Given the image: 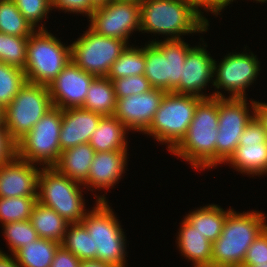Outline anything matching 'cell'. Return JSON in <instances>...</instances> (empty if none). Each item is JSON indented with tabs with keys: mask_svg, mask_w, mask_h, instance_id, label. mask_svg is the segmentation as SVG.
Returning a JSON list of instances; mask_svg holds the SVG:
<instances>
[{
	"mask_svg": "<svg viewBox=\"0 0 267 267\" xmlns=\"http://www.w3.org/2000/svg\"><path fill=\"white\" fill-rule=\"evenodd\" d=\"M218 134V97L202 98L198 103L186 136L171 151L192 166L216 167V136Z\"/></svg>",
	"mask_w": 267,
	"mask_h": 267,
	"instance_id": "obj_1",
	"label": "cell"
},
{
	"mask_svg": "<svg viewBox=\"0 0 267 267\" xmlns=\"http://www.w3.org/2000/svg\"><path fill=\"white\" fill-rule=\"evenodd\" d=\"M203 16L187 0H143L140 31L181 39V35L207 31L209 22Z\"/></svg>",
	"mask_w": 267,
	"mask_h": 267,
	"instance_id": "obj_2",
	"label": "cell"
},
{
	"mask_svg": "<svg viewBox=\"0 0 267 267\" xmlns=\"http://www.w3.org/2000/svg\"><path fill=\"white\" fill-rule=\"evenodd\" d=\"M266 222L261 212L232 210L226 216L221 235L212 242V267H241L248 248L267 227Z\"/></svg>",
	"mask_w": 267,
	"mask_h": 267,
	"instance_id": "obj_3",
	"label": "cell"
},
{
	"mask_svg": "<svg viewBox=\"0 0 267 267\" xmlns=\"http://www.w3.org/2000/svg\"><path fill=\"white\" fill-rule=\"evenodd\" d=\"M95 197L96 206L86 213L81 222L93 239L94 260L114 267H125L126 235L106 197Z\"/></svg>",
	"mask_w": 267,
	"mask_h": 267,
	"instance_id": "obj_4",
	"label": "cell"
},
{
	"mask_svg": "<svg viewBox=\"0 0 267 267\" xmlns=\"http://www.w3.org/2000/svg\"><path fill=\"white\" fill-rule=\"evenodd\" d=\"M38 27L28 37L24 72L27 82L48 86L70 62L71 46L63 45L42 23Z\"/></svg>",
	"mask_w": 267,
	"mask_h": 267,
	"instance_id": "obj_5",
	"label": "cell"
},
{
	"mask_svg": "<svg viewBox=\"0 0 267 267\" xmlns=\"http://www.w3.org/2000/svg\"><path fill=\"white\" fill-rule=\"evenodd\" d=\"M201 99L194 95L166 92L144 134L153 136L162 144L166 143L171 152L186 136Z\"/></svg>",
	"mask_w": 267,
	"mask_h": 267,
	"instance_id": "obj_6",
	"label": "cell"
},
{
	"mask_svg": "<svg viewBox=\"0 0 267 267\" xmlns=\"http://www.w3.org/2000/svg\"><path fill=\"white\" fill-rule=\"evenodd\" d=\"M190 48L182 39H155L145 44L144 76L153 88L179 93L182 65Z\"/></svg>",
	"mask_w": 267,
	"mask_h": 267,
	"instance_id": "obj_7",
	"label": "cell"
},
{
	"mask_svg": "<svg viewBox=\"0 0 267 267\" xmlns=\"http://www.w3.org/2000/svg\"><path fill=\"white\" fill-rule=\"evenodd\" d=\"M82 183L59 173L54 167L40 168L37 201L50 207L68 223H81L86 215Z\"/></svg>",
	"mask_w": 267,
	"mask_h": 267,
	"instance_id": "obj_8",
	"label": "cell"
},
{
	"mask_svg": "<svg viewBox=\"0 0 267 267\" xmlns=\"http://www.w3.org/2000/svg\"><path fill=\"white\" fill-rule=\"evenodd\" d=\"M61 123L62 109L53 106L15 143V155L33 164L53 167L62 152L59 144Z\"/></svg>",
	"mask_w": 267,
	"mask_h": 267,
	"instance_id": "obj_9",
	"label": "cell"
},
{
	"mask_svg": "<svg viewBox=\"0 0 267 267\" xmlns=\"http://www.w3.org/2000/svg\"><path fill=\"white\" fill-rule=\"evenodd\" d=\"M53 107L48 86L26 82L3 110V126L16 143Z\"/></svg>",
	"mask_w": 267,
	"mask_h": 267,
	"instance_id": "obj_10",
	"label": "cell"
},
{
	"mask_svg": "<svg viewBox=\"0 0 267 267\" xmlns=\"http://www.w3.org/2000/svg\"><path fill=\"white\" fill-rule=\"evenodd\" d=\"M71 61L95 77H107L113 62L126 49L128 43L95 33L88 28L71 45Z\"/></svg>",
	"mask_w": 267,
	"mask_h": 267,
	"instance_id": "obj_11",
	"label": "cell"
},
{
	"mask_svg": "<svg viewBox=\"0 0 267 267\" xmlns=\"http://www.w3.org/2000/svg\"><path fill=\"white\" fill-rule=\"evenodd\" d=\"M251 115L247 99L218 97V134L216 136V166L225 164L239 145V138L246 125L254 117V101ZM248 107V108H247Z\"/></svg>",
	"mask_w": 267,
	"mask_h": 267,
	"instance_id": "obj_12",
	"label": "cell"
},
{
	"mask_svg": "<svg viewBox=\"0 0 267 267\" xmlns=\"http://www.w3.org/2000/svg\"><path fill=\"white\" fill-rule=\"evenodd\" d=\"M89 19V28L95 33L128 43L130 34L141 29L140 4L112 0L97 7Z\"/></svg>",
	"mask_w": 267,
	"mask_h": 267,
	"instance_id": "obj_13",
	"label": "cell"
},
{
	"mask_svg": "<svg viewBox=\"0 0 267 267\" xmlns=\"http://www.w3.org/2000/svg\"><path fill=\"white\" fill-rule=\"evenodd\" d=\"M229 53L217 64L214 62V84L217 89H225L230 93L229 97L245 99V90L257 78L261 70L256 55L248 53ZM232 94V95H231Z\"/></svg>",
	"mask_w": 267,
	"mask_h": 267,
	"instance_id": "obj_14",
	"label": "cell"
},
{
	"mask_svg": "<svg viewBox=\"0 0 267 267\" xmlns=\"http://www.w3.org/2000/svg\"><path fill=\"white\" fill-rule=\"evenodd\" d=\"M242 174H267V132L254 116L239 138V145L226 162Z\"/></svg>",
	"mask_w": 267,
	"mask_h": 267,
	"instance_id": "obj_15",
	"label": "cell"
},
{
	"mask_svg": "<svg viewBox=\"0 0 267 267\" xmlns=\"http://www.w3.org/2000/svg\"><path fill=\"white\" fill-rule=\"evenodd\" d=\"M94 78L70 60L48 85L52 105L62 110L82 107Z\"/></svg>",
	"mask_w": 267,
	"mask_h": 267,
	"instance_id": "obj_16",
	"label": "cell"
},
{
	"mask_svg": "<svg viewBox=\"0 0 267 267\" xmlns=\"http://www.w3.org/2000/svg\"><path fill=\"white\" fill-rule=\"evenodd\" d=\"M165 93L162 89L153 88L146 93L117 98L113 116L128 130L144 133L149 128Z\"/></svg>",
	"mask_w": 267,
	"mask_h": 267,
	"instance_id": "obj_17",
	"label": "cell"
},
{
	"mask_svg": "<svg viewBox=\"0 0 267 267\" xmlns=\"http://www.w3.org/2000/svg\"><path fill=\"white\" fill-rule=\"evenodd\" d=\"M210 53L201 45L191 47L182 65V79L179 81V94L194 95L200 98L221 97L226 98L220 91L212 95H205L207 83L214 84V62ZM212 79V80H211ZM211 80V81H210ZM205 87V88H204Z\"/></svg>",
	"mask_w": 267,
	"mask_h": 267,
	"instance_id": "obj_18",
	"label": "cell"
},
{
	"mask_svg": "<svg viewBox=\"0 0 267 267\" xmlns=\"http://www.w3.org/2000/svg\"><path fill=\"white\" fill-rule=\"evenodd\" d=\"M14 155L0 165V198L37 196L40 168Z\"/></svg>",
	"mask_w": 267,
	"mask_h": 267,
	"instance_id": "obj_19",
	"label": "cell"
},
{
	"mask_svg": "<svg viewBox=\"0 0 267 267\" xmlns=\"http://www.w3.org/2000/svg\"><path fill=\"white\" fill-rule=\"evenodd\" d=\"M103 116L90 110L69 108L62 110V123L59 135L61 151L89 143Z\"/></svg>",
	"mask_w": 267,
	"mask_h": 267,
	"instance_id": "obj_20",
	"label": "cell"
},
{
	"mask_svg": "<svg viewBox=\"0 0 267 267\" xmlns=\"http://www.w3.org/2000/svg\"><path fill=\"white\" fill-rule=\"evenodd\" d=\"M125 164L127 165V150L96 152L87 181L83 186L87 189L93 188L90 191L95 189L108 190L125 173Z\"/></svg>",
	"mask_w": 267,
	"mask_h": 267,
	"instance_id": "obj_21",
	"label": "cell"
},
{
	"mask_svg": "<svg viewBox=\"0 0 267 267\" xmlns=\"http://www.w3.org/2000/svg\"><path fill=\"white\" fill-rule=\"evenodd\" d=\"M181 223L177 236L179 251L194 267H212V242L185 220Z\"/></svg>",
	"mask_w": 267,
	"mask_h": 267,
	"instance_id": "obj_22",
	"label": "cell"
},
{
	"mask_svg": "<svg viewBox=\"0 0 267 267\" xmlns=\"http://www.w3.org/2000/svg\"><path fill=\"white\" fill-rule=\"evenodd\" d=\"M95 154L96 151L89 143L80 144L63 150L53 167L62 175L84 184Z\"/></svg>",
	"mask_w": 267,
	"mask_h": 267,
	"instance_id": "obj_23",
	"label": "cell"
},
{
	"mask_svg": "<svg viewBox=\"0 0 267 267\" xmlns=\"http://www.w3.org/2000/svg\"><path fill=\"white\" fill-rule=\"evenodd\" d=\"M126 131L128 128L113 115L103 116L89 144L96 152L127 150Z\"/></svg>",
	"mask_w": 267,
	"mask_h": 267,
	"instance_id": "obj_24",
	"label": "cell"
},
{
	"mask_svg": "<svg viewBox=\"0 0 267 267\" xmlns=\"http://www.w3.org/2000/svg\"><path fill=\"white\" fill-rule=\"evenodd\" d=\"M233 209L224 210L216 204H209L190 212L184 220L191 226L196 227L202 235L214 242L221 235L226 216Z\"/></svg>",
	"mask_w": 267,
	"mask_h": 267,
	"instance_id": "obj_25",
	"label": "cell"
},
{
	"mask_svg": "<svg viewBox=\"0 0 267 267\" xmlns=\"http://www.w3.org/2000/svg\"><path fill=\"white\" fill-rule=\"evenodd\" d=\"M30 222L39 238L63 242L69 223L48 206L36 202Z\"/></svg>",
	"mask_w": 267,
	"mask_h": 267,
	"instance_id": "obj_26",
	"label": "cell"
},
{
	"mask_svg": "<svg viewBox=\"0 0 267 267\" xmlns=\"http://www.w3.org/2000/svg\"><path fill=\"white\" fill-rule=\"evenodd\" d=\"M116 102L113 82L108 77H95L81 108L102 116H112L116 110Z\"/></svg>",
	"mask_w": 267,
	"mask_h": 267,
	"instance_id": "obj_27",
	"label": "cell"
},
{
	"mask_svg": "<svg viewBox=\"0 0 267 267\" xmlns=\"http://www.w3.org/2000/svg\"><path fill=\"white\" fill-rule=\"evenodd\" d=\"M60 245L54 240L38 238L21 247L14 257L19 267H51L54 254Z\"/></svg>",
	"mask_w": 267,
	"mask_h": 267,
	"instance_id": "obj_28",
	"label": "cell"
},
{
	"mask_svg": "<svg viewBox=\"0 0 267 267\" xmlns=\"http://www.w3.org/2000/svg\"><path fill=\"white\" fill-rule=\"evenodd\" d=\"M113 62L107 77L113 81L117 78L144 75L145 46L143 48L129 47Z\"/></svg>",
	"mask_w": 267,
	"mask_h": 267,
	"instance_id": "obj_29",
	"label": "cell"
},
{
	"mask_svg": "<svg viewBox=\"0 0 267 267\" xmlns=\"http://www.w3.org/2000/svg\"><path fill=\"white\" fill-rule=\"evenodd\" d=\"M61 245L81 261L94 260L93 239L82 223H69Z\"/></svg>",
	"mask_w": 267,
	"mask_h": 267,
	"instance_id": "obj_30",
	"label": "cell"
},
{
	"mask_svg": "<svg viewBox=\"0 0 267 267\" xmlns=\"http://www.w3.org/2000/svg\"><path fill=\"white\" fill-rule=\"evenodd\" d=\"M36 28L24 18L13 0H0V32L29 37Z\"/></svg>",
	"mask_w": 267,
	"mask_h": 267,
	"instance_id": "obj_31",
	"label": "cell"
},
{
	"mask_svg": "<svg viewBox=\"0 0 267 267\" xmlns=\"http://www.w3.org/2000/svg\"><path fill=\"white\" fill-rule=\"evenodd\" d=\"M27 82L24 70L0 62V108L4 110Z\"/></svg>",
	"mask_w": 267,
	"mask_h": 267,
	"instance_id": "obj_32",
	"label": "cell"
},
{
	"mask_svg": "<svg viewBox=\"0 0 267 267\" xmlns=\"http://www.w3.org/2000/svg\"><path fill=\"white\" fill-rule=\"evenodd\" d=\"M37 196L0 198V222L30 220Z\"/></svg>",
	"mask_w": 267,
	"mask_h": 267,
	"instance_id": "obj_33",
	"label": "cell"
},
{
	"mask_svg": "<svg viewBox=\"0 0 267 267\" xmlns=\"http://www.w3.org/2000/svg\"><path fill=\"white\" fill-rule=\"evenodd\" d=\"M28 37L0 32V62L25 69Z\"/></svg>",
	"mask_w": 267,
	"mask_h": 267,
	"instance_id": "obj_34",
	"label": "cell"
},
{
	"mask_svg": "<svg viewBox=\"0 0 267 267\" xmlns=\"http://www.w3.org/2000/svg\"><path fill=\"white\" fill-rule=\"evenodd\" d=\"M2 227L11 255H14L25 244H29L39 238L30 220L9 222L3 224Z\"/></svg>",
	"mask_w": 267,
	"mask_h": 267,
	"instance_id": "obj_35",
	"label": "cell"
},
{
	"mask_svg": "<svg viewBox=\"0 0 267 267\" xmlns=\"http://www.w3.org/2000/svg\"><path fill=\"white\" fill-rule=\"evenodd\" d=\"M20 13L33 26L47 17L51 8V0H13Z\"/></svg>",
	"mask_w": 267,
	"mask_h": 267,
	"instance_id": "obj_36",
	"label": "cell"
},
{
	"mask_svg": "<svg viewBox=\"0 0 267 267\" xmlns=\"http://www.w3.org/2000/svg\"><path fill=\"white\" fill-rule=\"evenodd\" d=\"M114 91L116 98H124L133 94L146 93L153 89L144 75L128 76L114 79Z\"/></svg>",
	"mask_w": 267,
	"mask_h": 267,
	"instance_id": "obj_37",
	"label": "cell"
},
{
	"mask_svg": "<svg viewBox=\"0 0 267 267\" xmlns=\"http://www.w3.org/2000/svg\"><path fill=\"white\" fill-rule=\"evenodd\" d=\"M267 263V227L254 240L246 252L241 267L257 266Z\"/></svg>",
	"mask_w": 267,
	"mask_h": 267,
	"instance_id": "obj_38",
	"label": "cell"
},
{
	"mask_svg": "<svg viewBox=\"0 0 267 267\" xmlns=\"http://www.w3.org/2000/svg\"><path fill=\"white\" fill-rule=\"evenodd\" d=\"M51 8H58L64 12L81 13L88 17L96 7L92 4L91 0H51Z\"/></svg>",
	"mask_w": 267,
	"mask_h": 267,
	"instance_id": "obj_39",
	"label": "cell"
},
{
	"mask_svg": "<svg viewBox=\"0 0 267 267\" xmlns=\"http://www.w3.org/2000/svg\"><path fill=\"white\" fill-rule=\"evenodd\" d=\"M80 263V259L60 245L54 254L51 267H80Z\"/></svg>",
	"mask_w": 267,
	"mask_h": 267,
	"instance_id": "obj_40",
	"label": "cell"
},
{
	"mask_svg": "<svg viewBox=\"0 0 267 267\" xmlns=\"http://www.w3.org/2000/svg\"><path fill=\"white\" fill-rule=\"evenodd\" d=\"M189 4H191L201 15V10L199 7L206 11H211V13L215 14L216 16L220 14L222 9H224L226 6L231 4L230 2H233V0H187Z\"/></svg>",
	"mask_w": 267,
	"mask_h": 267,
	"instance_id": "obj_41",
	"label": "cell"
},
{
	"mask_svg": "<svg viewBox=\"0 0 267 267\" xmlns=\"http://www.w3.org/2000/svg\"><path fill=\"white\" fill-rule=\"evenodd\" d=\"M15 155V143L10 139L4 126H0V165Z\"/></svg>",
	"mask_w": 267,
	"mask_h": 267,
	"instance_id": "obj_42",
	"label": "cell"
},
{
	"mask_svg": "<svg viewBox=\"0 0 267 267\" xmlns=\"http://www.w3.org/2000/svg\"><path fill=\"white\" fill-rule=\"evenodd\" d=\"M254 116L259 120L267 132V103L254 101Z\"/></svg>",
	"mask_w": 267,
	"mask_h": 267,
	"instance_id": "obj_43",
	"label": "cell"
},
{
	"mask_svg": "<svg viewBox=\"0 0 267 267\" xmlns=\"http://www.w3.org/2000/svg\"><path fill=\"white\" fill-rule=\"evenodd\" d=\"M12 256L7 255L2 250H0V267H19L14 255Z\"/></svg>",
	"mask_w": 267,
	"mask_h": 267,
	"instance_id": "obj_44",
	"label": "cell"
},
{
	"mask_svg": "<svg viewBox=\"0 0 267 267\" xmlns=\"http://www.w3.org/2000/svg\"><path fill=\"white\" fill-rule=\"evenodd\" d=\"M80 267H114L100 260H84L81 261Z\"/></svg>",
	"mask_w": 267,
	"mask_h": 267,
	"instance_id": "obj_45",
	"label": "cell"
},
{
	"mask_svg": "<svg viewBox=\"0 0 267 267\" xmlns=\"http://www.w3.org/2000/svg\"><path fill=\"white\" fill-rule=\"evenodd\" d=\"M112 0H91L92 4L97 8L104 5H107Z\"/></svg>",
	"mask_w": 267,
	"mask_h": 267,
	"instance_id": "obj_46",
	"label": "cell"
},
{
	"mask_svg": "<svg viewBox=\"0 0 267 267\" xmlns=\"http://www.w3.org/2000/svg\"><path fill=\"white\" fill-rule=\"evenodd\" d=\"M114 1H117V2H134V3L140 4L143 0H114Z\"/></svg>",
	"mask_w": 267,
	"mask_h": 267,
	"instance_id": "obj_47",
	"label": "cell"
},
{
	"mask_svg": "<svg viewBox=\"0 0 267 267\" xmlns=\"http://www.w3.org/2000/svg\"><path fill=\"white\" fill-rule=\"evenodd\" d=\"M0 126H3V110L0 108Z\"/></svg>",
	"mask_w": 267,
	"mask_h": 267,
	"instance_id": "obj_48",
	"label": "cell"
},
{
	"mask_svg": "<svg viewBox=\"0 0 267 267\" xmlns=\"http://www.w3.org/2000/svg\"><path fill=\"white\" fill-rule=\"evenodd\" d=\"M249 267H267V263L263 265H257V266H249Z\"/></svg>",
	"mask_w": 267,
	"mask_h": 267,
	"instance_id": "obj_49",
	"label": "cell"
},
{
	"mask_svg": "<svg viewBox=\"0 0 267 267\" xmlns=\"http://www.w3.org/2000/svg\"><path fill=\"white\" fill-rule=\"evenodd\" d=\"M254 1L264 3L266 0H254Z\"/></svg>",
	"mask_w": 267,
	"mask_h": 267,
	"instance_id": "obj_50",
	"label": "cell"
}]
</instances>
